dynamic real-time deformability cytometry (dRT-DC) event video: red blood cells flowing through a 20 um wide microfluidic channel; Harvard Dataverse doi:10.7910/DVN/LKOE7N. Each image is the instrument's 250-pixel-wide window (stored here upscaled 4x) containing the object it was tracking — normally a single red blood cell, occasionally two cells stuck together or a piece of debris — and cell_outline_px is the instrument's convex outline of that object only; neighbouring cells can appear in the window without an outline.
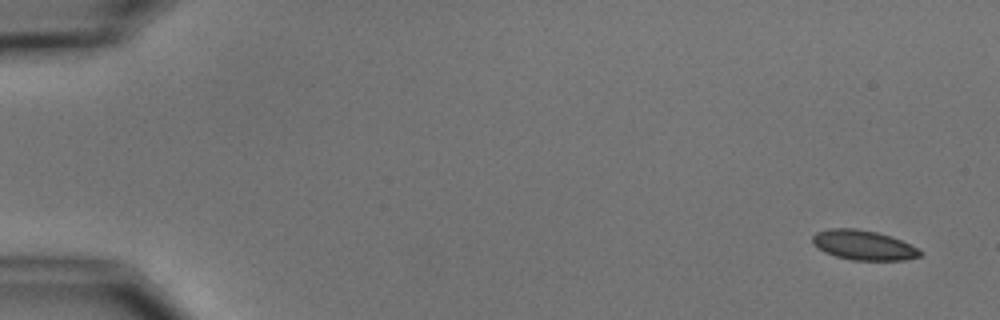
{"species": "common noctule bat (a hibernating species)", "species_latin": "Nyctalus noctula", "temperature_condition": "cold", "stored_images_in_passage": 5, "camera_frame_rate_fps": 3000, "um_per_image_px": 0.085, "animal": {"sex": "male", "body_mass_g": 15.6}, "frame": {"image": 1, "passage_image": 1, "time_ms": 0.0, "image_size_px": [1000, 320], "cell_outline_px": [[924, 252], [920, 256], [904, 260], [852, 260], [836, 256], [824, 252], [816, 248], [812, 244], [812, 236], [816, 232], [828, 228], [856, 228], [876, 232], [892, 236]], "centroid_in_image_um": [73.34, 20.83], "position_along_channel_um": 11.7, "area_um2": 18.73}}